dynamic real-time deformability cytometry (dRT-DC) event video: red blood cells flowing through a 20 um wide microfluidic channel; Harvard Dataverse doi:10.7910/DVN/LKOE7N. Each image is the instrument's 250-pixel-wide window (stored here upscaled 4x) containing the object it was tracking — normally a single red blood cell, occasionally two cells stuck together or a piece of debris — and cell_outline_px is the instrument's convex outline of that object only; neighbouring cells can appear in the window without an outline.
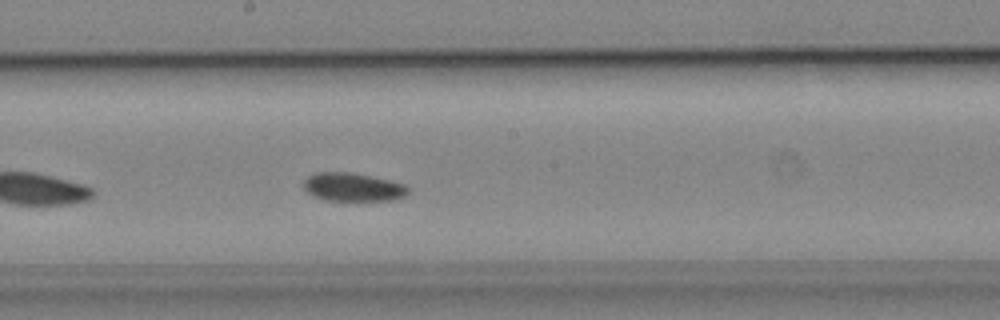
{"species": "common noctule bat (a hibernating species)", "species_latin": "Nyctalus noctula", "temperature_condition": "cold", "stored_images_in_passage": 25, "camera_frame_rate_fps": 3000, "um_per_image_px": 0.085, "animal": {"sex": "male", "body_mass_g": 19.2, "forearm_length_mm": 51.8}, "frame": {"image": 1, "passage_image": 15, "time_ms": 4.667, "image_size_px": [1000, 320], "cell_outline_px": [[408, 192], [404, 196], [396, 200], [356, 204], [344, 204], [324, 200], [312, 196], [304, 188], [304, 180], [308, 176], [316, 172], [352, 172], [388, 180], [404, 184], [408, 188]], "centroid_in_image_um": [29.99, 15.98], "position_along_channel_um": 218.2, "area_um2": 18.44}}